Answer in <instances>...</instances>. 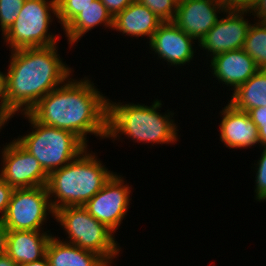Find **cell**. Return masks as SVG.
<instances>
[{"label": "cell", "mask_w": 266, "mask_h": 266, "mask_svg": "<svg viewBox=\"0 0 266 266\" xmlns=\"http://www.w3.org/2000/svg\"><path fill=\"white\" fill-rule=\"evenodd\" d=\"M162 23L151 10L135 0L114 18L113 30L135 38L147 36L150 41Z\"/></svg>", "instance_id": "e0dca14e"}, {"label": "cell", "mask_w": 266, "mask_h": 266, "mask_svg": "<svg viewBox=\"0 0 266 266\" xmlns=\"http://www.w3.org/2000/svg\"><path fill=\"white\" fill-rule=\"evenodd\" d=\"M48 231H8L6 254L19 266L46 256L50 238Z\"/></svg>", "instance_id": "2e32d148"}, {"label": "cell", "mask_w": 266, "mask_h": 266, "mask_svg": "<svg viewBox=\"0 0 266 266\" xmlns=\"http://www.w3.org/2000/svg\"><path fill=\"white\" fill-rule=\"evenodd\" d=\"M222 117L219 124L220 141L229 149H249L260 141L258 128L250 119L248 112L238 110L229 102L220 111Z\"/></svg>", "instance_id": "5bb4252c"}, {"label": "cell", "mask_w": 266, "mask_h": 266, "mask_svg": "<svg viewBox=\"0 0 266 266\" xmlns=\"http://www.w3.org/2000/svg\"><path fill=\"white\" fill-rule=\"evenodd\" d=\"M53 210L46 186L14 189L2 223L8 231H44ZM43 226V228H42Z\"/></svg>", "instance_id": "ba28073f"}, {"label": "cell", "mask_w": 266, "mask_h": 266, "mask_svg": "<svg viewBox=\"0 0 266 266\" xmlns=\"http://www.w3.org/2000/svg\"><path fill=\"white\" fill-rule=\"evenodd\" d=\"M161 102L156 99L150 106L124 101L123 104L108 97L107 138L114 141L126 135L135 143L175 144L180 139L178 125L169 109L164 114L158 112L162 108Z\"/></svg>", "instance_id": "3957f363"}, {"label": "cell", "mask_w": 266, "mask_h": 266, "mask_svg": "<svg viewBox=\"0 0 266 266\" xmlns=\"http://www.w3.org/2000/svg\"><path fill=\"white\" fill-rule=\"evenodd\" d=\"M88 150L48 175L46 187L54 211L68 206H83L116 173L108 170L97 154Z\"/></svg>", "instance_id": "277c9868"}, {"label": "cell", "mask_w": 266, "mask_h": 266, "mask_svg": "<svg viewBox=\"0 0 266 266\" xmlns=\"http://www.w3.org/2000/svg\"><path fill=\"white\" fill-rule=\"evenodd\" d=\"M251 13L254 18L256 17L255 21H266V0H257L248 14Z\"/></svg>", "instance_id": "f1b7e54d"}, {"label": "cell", "mask_w": 266, "mask_h": 266, "mask_svg": "<svg viewBox=\"0 0 266 266\" xmlns=\"http://www.w3.org/2000/svg\"><path fill=\"white\" fill-rule=\"evenodd\" d=\"M54 220L64 229L69 244L100 255L110 266L121 252L115 234L97 221L83 206H68L55 211Z\"/></svg>", "instance_id": "8992f818"}, {"label": "cell", "mask_w": 266, "mask_h": 266, "mask_svg": "<svg viewBox=\"0 0 266 266\" xmlns=\"http://www.w3.org/2000/svg\"><path fill=\"white\" fill-rule=\"evenodd\" d=\"M226 10L250 11L257 0H219Z\"/></svg>", "instance_id": "83f0119b"}, {"label": "cell", "mask_w": 266, "mask_h": 266, "mask_svg": "<svg viewBox=\"0 0 266 266\" xmlns=\"http://www.w3.org/2000/svg\"><path fill=\"white\" fill-rule=\"evenodd\" d=\"M13 191L14 188L0 178V222L5 215Z\"/></svg>", "instance_id": "484cf974"}, {"label": "cell", "mask_w": 266, "mask_h": 266, "mask_svg": "<svg viewBox=\"0 0 266 266\" xmlns=\"http://www.w3.org/2000/svg\"><path fill=\"white\" fill-rule=\"evenodd\" d=\"M25 0H0V30L3 35L15 22Z\"/></svg>", "instance_id": "cb8c5ba5"}, {"label": "cell", "mask_w": 266, "mask_h": 266, "mask_svg": "<svg viewBox=\"0 0 266 266\" xmlns=\"http://www.w3.org/2000/svg\"><path fill=\"white\" fill-rule=\"evenodd\" d=\"M10 119L11 118L4 111H0V131L2 127L4 128V126L8 124L7 122H9Z\"/></svg>", "instance_id": "d590c367"}, {"label": "cell", "mask_w": 266, "mask_h": 266, "mask_svg": "<svg viewBox=\"0 0 266 266\" xmlns=\"http://www.w3.org/2000/svg\"><path fill=\"white\" fill-rule=\"evenodd\" d=\"M0 161V178L14 189L47 185L48 174L16 139L3 146Z\"/></svg>", "instance_id": "30bf717a"}, {"label": "cell", "mask_w": 266, "mask_h": 266, "mask_svg": "<svg viewBox=\"0 0 266 266\" xmlns=\"http://www.w3.org/2000/svg\"><path fill=\"white\" fill-rule=\"evenodd\" d=\"M20 266H50V264H49L47 256H45L37 261L25 263Z\"/></svg>", "instance_id": "d6a6232c"}, {"label": "cell", "mask_w": 266, "mask_h": 266, "mask_svg": "<svg viewBox=\"0 0 266 266\" xmlns=\"http://www.w3.org/2000/svg\"><path fill=\"white\" fill-rule=\"evenodd\" d=\"M95 0H57V20L64 29Z\"/></svg>", "instance_id": "7402d4cb"}, {"label": "cell", "mask_w": 266, "mask_h": 266, "mask_svg": "<svg viewBox=\"0 0 266 266\" xmlns=\"http://www.w3.org/2000/svg\"><path fill=\"white\" fill-rule=\"evenodd\" d=\"M108 12L115 18L121 11L128 7L135 0H100Z\"/></svg>", "instance_id": "4316f807"}, {"label": "cell", "mask_w": 266, "mask_h": 266, "mask_svg": "<svg viewBox=\"0 0 266 266\" xmlns=\"http://www.w3.org/2000/svg\"><path fill=\"white\" fill-rule=\"evenodd\" d=\"M32 132L15 138L49 175L76 159L88 146L74 133L39 123L29 112L21 114Z\"/></svg>", "instance_id": "5b68a950"}, {"label": "cell", "mask_w": 266, "mask_h": 266, "mask_svg": "<svg viewBox=\"0 0 266 266\" xmlns=\"http://www.w3.org/2000/svg\"><path fill=\"white\" fill-rule=\"evenodd\" d=\"M0 266H19L7 254L0 256Z\"/></svg>", "instance_id": "836d02e7"}, {"label": "cell", "mask_w": 266, "mask_h": 266, "mask_svg": "<svg viewBox=\"0 0 266 266\" xmlns=\"http://www.w3.org/2000/svg\"><path fill=\"white\" fill-rule=\"evenodd\" d=\"M260 147H266V122H261V127L258 129Z\"/></svg>", "instance_id": "1f68e13d"}, {"label": "cell", "mask_w": 266, "mask_h": 266, "mask_svg": "<svg viewBox=\"0 0 266 266\" xmlns=\"http://www.w3.org/2000/svg\"><path fill=\"white\" fill-rule=\"evenodd\" d=\"M249 11L226 10V14L206 33L198 43V48L205 51L206 57L213 58L223 52L238 50L244 47L245 38L251 26L246 19ZM250 22V23H249Z\"/></svg>", "instance_id": "8fae6325"}, {"label": "cell", "mask_w": 266, "mask_h": 266, "mask_svg": "<svg viewBox=\"0 0 266 266\" xmlns=\"http://www.w3.org/2000/svg\"><path fill=\"white\" fill-rule=\"evenodd\" d=\"M248 114L258 129L261 127V122H266V106L250 109Z\"/></svg>", "instance_id": "f546056e"}, {"label": "cell", "mask_w": 266, "mask_h": 266, "mask_svg": "<svg viewBox=\"0 0 266 266\" xmlns=\"http://www.w3.org/2000/svg\"><path fill=\"white\" fill-rule=\"evenodd\" d=\"M124 177L115 173L104 187L83 207L97 221L104 224L113 233H116L130 208V189L124 183Z\"/></svg>", "instance_id": "9c48e42d"}, {"label": "cell", "mask_w": 266, "mask_h": 266, "mask_svg": "<svg viewBox=\"0 0 266 266\" xmlns=\"http://www.w3.org/2000/svg\"><path fill=\"white\" fill-rule=\"evenodd\" d=\"M225 12L219 0H178L173 22L199 43Z\"/></svg>", "instance_id": "4fadbf2b"}, {"label": "cell", "mask_w": 266, "mask_h": 266, "mask_svg": "<svg viewBox=\"0 0 266 266\" xmlns=\"http://www.w3.org/2000/svg\"><path fill=\"white\" fill-rule=\"evenodd\" d=\"M46 256L50 266H110L97 253L66 243L55 235L50 238Z\"/></svg>", "instance_id": "ac0fdd59"}, {"label": "cell", "mask_w": 266, "mask_h": 266, "mask_svg": "<svg viewBox=\"0 0 266 266\" xmlns=\"http://www.w3.org/2000/svg\"><path fill=\"white\" fill-rule=\"evenodd\" d=\"M254 23L248 30L243 49L259 69L266 70V22L254 21Z\"/></svg>", "instance_id": "44dd1931"}, {"label": "cell", "mask_w": 266, "mask_h": 266, "mask_svg": "<svg viewBox=\"0 0 266 266\" xmlns=\"http://www.w3.org/2000/svg\"><path fill=\"white\" fill-rule=\"evenodd\" d=\"M86 76L68 78L49 92L29 111L47 126L68 130L87 146L88 135L107 138L108 97L102 94Z\"/></svg>", "instance_id": "6da1fadb"}, {"label": "cell", "mask_w": 266, "mask_h": 266, "mask_svg": "<svg viewBox=\"0 0 266 266\" xmlns=\"http://www.w3.org/2000/svg\"><path fill=\"white\" fill-rule=\"evenodd\" d=\"M7 234L8 230L5 228L4 224L0 222V256L6 254Z\"/></svg>", "instance_id": "4dcf8cb0"}, {"label": "cell", "mask_w": 266, "mask_h": 266, "mask_svg": "<svg viewBox=\"0 0 266 266\" xmlns=\"http://www.w3.org/2000/svg\"><path fill=\"white\" fill-rule=\"evenodd\" d=\"M163 22L174 20L178 0H138Z\"/></svg>", "instance_id": "603a6c76"}, {"label": "cell", "mask_w": 266, "mask_h": 266, "mask_svg": "<svg viewBox=\"0 0 266 266\" xmlns=\"http://www.w3.org/2000/svg\"><path fill=\"white\" fill-rule=\"evenodd\" d=\"M4 73L0 71V111H3Z\"/></svg>", "instance_id": "e575fe53"}, {"label": "cell", "mask_w": 266, "mask_h": 266, "mask_svg": "<svg viewBox=\"0 0 266 266\" xmlns=\"http://www.w3.org/2000/svg\"><path fill=\"white\" fill-rule=\"evenodd\" d=\"M194 41L183 30H181L173 21L163 22L154 32L149 43V49L157 54L158 58L167 62L169 66H185L193 61L196 53ZM195 46V47H194ZM195 49V51H194ZM178 65V66H177Z\"/></svg>", "instance_id": "7c38bea8"}, {"label": "cell", "mask_w": 266, "mask_h": 266, "mask_svg": "<svg viewBox=\"0 0 266 266\" xmlns=\"http://www.w3.org/2000/svg\"><path fill=\"white\" fill-rule=\"evenodd\" d=\"M54 16L57 18V0H25L15 22L2 35L4 44L10 51L57 44L59 34L49 28Z\"/></svg>", "instance_id": "52a82bcc"}, {"label": "cell", "mask_w": 266, "mask_h": 266, "mask_svg": "<svg viewBox=\"0 0 266 266\" xmlns=\"http://www.w3.org/2000/svg\"><path fill=\"white\" fill-rule=\"evenodd\" d=\"M263 151L257 161L255 168V198L256 201H266V147H261Z\"/></svg>", "instance_id": "d4e9b609"}, {"label": "cell", "mask_w": 266, "mask_h": 266, "mask_svg": "<svg viewBox=\"0 0 266 266\" xmlns=\"http://www.w3.org/2000/svg\"><path fill=\"white\" fill-rule=\"evenodd\" d=\"M213 77L234 91L248 81L258 70L255 61L244 49L223 52L207 60Z\"/></svg>", "instance_id": "9a60e30c"}, {"label": "cell", "mask_w": 266, "mask_h": 266, "mask_svg": "<svg viewBox=\"0 0 266 266\" xmlns=\"http://www.w3.org/2000/svg\"><path fill=\"white\" fill-rule=\"evenodd\" d=\"M99 25L113 30L114 18L100 0H95L63 29L69 46L78 43L82 36Z\"/></svg>", "instance_id": "d6986e66"}, {"label": "cell", "mask_w": 266, "mask_h": 266, "mask_svg": "<svg viewBox=\"0 0 266 266\" xmlns=\"http://www.w3.org/2000/svg\"><path fill=\"white\" fill-rule=\"evenodd\" d=\"M57 47L55 44L11 51L3 94V111L10 118L16 113H28L73 75V68L63 62Z\"/></svg>", "instance_id": "7a4b0ae2"}, {"label": "cell", "mask_w": 266, "mask_h": 266, "mask_svg": "<svg viewBox=\"0 0 266 266\" xmlns=\"http://www.w3.org/2000/svg\"><path fill=\"white\" fill-rule=\"evenodd\" d=\"M228 102L238 110L266 106V70L259 69L248 81L238 86Z\"/></svg>", "instance_id": "ffe728a7"}]
</instances>
